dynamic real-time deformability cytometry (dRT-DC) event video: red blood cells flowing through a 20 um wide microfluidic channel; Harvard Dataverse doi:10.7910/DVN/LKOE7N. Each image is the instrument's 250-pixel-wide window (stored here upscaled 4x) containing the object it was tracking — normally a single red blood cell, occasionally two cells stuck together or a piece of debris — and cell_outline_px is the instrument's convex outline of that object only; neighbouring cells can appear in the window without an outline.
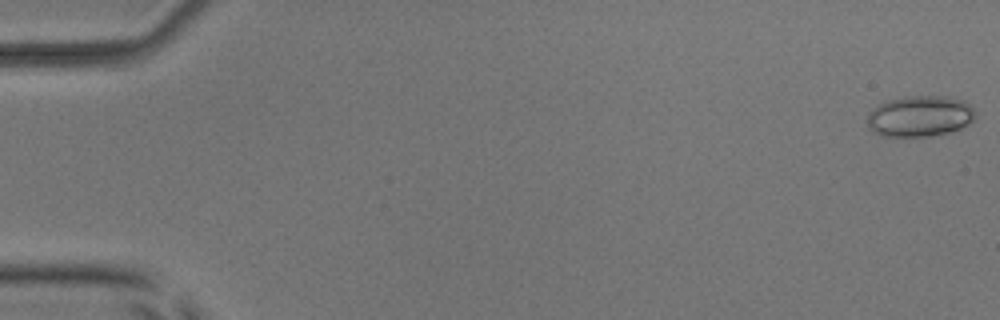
{"species": "common noctule bat (a hibernating species)", "species_latin": "Nyctalus noctula", "temperature_condition": "room temperature", "stored_images_in_passage": 5, "camera_frame_rate_fps": 3000, "um_per_image_px": 0.085, "animal": {"sex": "male", "body_mass_g": 17.9, "forearm_length_mm": 54.2}, "frame": {"image": 1, "passage_image": 1, "time_ms": 0.0, "image_size_px": [1000, 320], "cell_outline_px": [[976, 112], [972, 120], [968, 124], [960, 128], [948, 132], [932, 136], [880, 136], [872, 132], [868, 128], [868, 112], [872, 108], [888, 100], [904, 96], [948, 96], [964, 100]], "centroid_in_image_um": [78.16, 9.87], "position_along_channel_um": 6.8, "area_um2": 25.95}}